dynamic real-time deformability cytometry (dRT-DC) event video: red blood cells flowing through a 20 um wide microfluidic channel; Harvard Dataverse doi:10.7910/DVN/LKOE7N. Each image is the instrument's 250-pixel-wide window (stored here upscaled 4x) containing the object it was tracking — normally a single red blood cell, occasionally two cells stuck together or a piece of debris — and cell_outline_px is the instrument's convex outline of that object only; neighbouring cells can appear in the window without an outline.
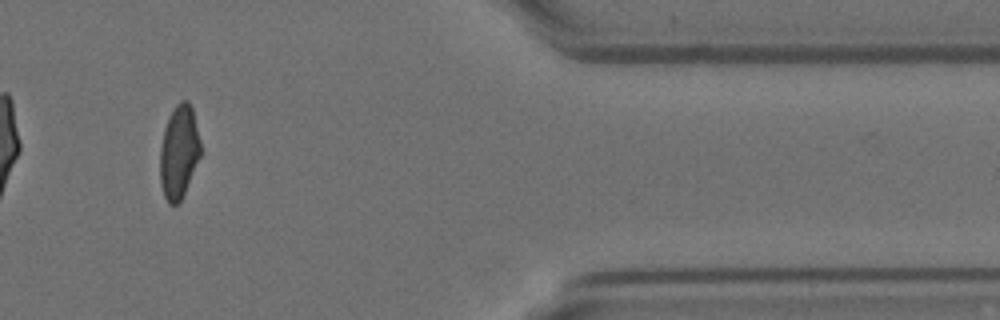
{"species": "Egyptian fruit bat (a non-hibernating species)", "species_latin": "Rousettus aegyptiacus", "temperature_condition": "room temperature", "stored_images_in_passage": 14, "camera_frame_rate_fps": 3000, "um_per_image_px": 0.085, "animal": {"sex": "female"}, "frame": {"image": 1, "passage_image": 12, "time_ms": 3.667, "image_size_px": [1000, 320], "cell_outline_px": [[200, 156], [184, 192], [180, 200], [176, 204], [168, 204], [164, 196], [160, 184], [160, 148], [164, 128], [168, 116], [176, 104], [180, 100], [188, 100], [192, 108], [200, 140]], "centroid_in_image_um": [15.19, 12.88], "position_along_channel_um": 396.2, "area_um2": 21.91}}